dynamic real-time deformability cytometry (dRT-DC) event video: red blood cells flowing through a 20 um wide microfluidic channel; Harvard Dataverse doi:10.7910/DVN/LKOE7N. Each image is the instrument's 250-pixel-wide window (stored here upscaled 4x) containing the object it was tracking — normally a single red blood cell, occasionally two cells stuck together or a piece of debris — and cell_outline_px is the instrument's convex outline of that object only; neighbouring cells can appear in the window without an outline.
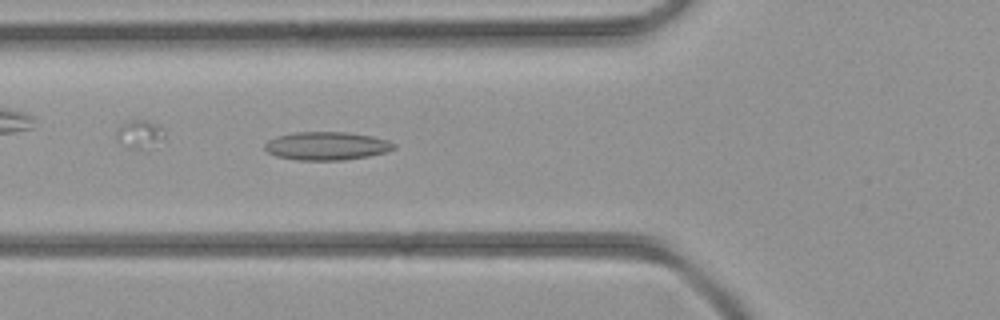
{"species": "common noctule bat (a hibernating species)", "species_latin": "Nyctalus noctula", "temperature_condition": "room temperature", "stored_images_in_passage": 24, "camera_frame_rate_fps": 3000, "um_per_image_px": 0.085, "animal": {"sex": "female", "body_mass_g": 21.9}, "frame": {"image": 1, "passage_image": 4, "time_ms": 1.0, "image_size_px": [1000, 320], "cell_outline_px": [[396, 148], [384, 152], [368, 156], [344, 160], [300, 160], [276, 156], [268, 152], [264, 148], [264, 144], [268, 140], [276, 136], [296, 132], [344, 132], [372, 136], [388, 140], [396, 144]], "centroid_in_image_um": [27.76, 12.4], "position_along_channel_um": 98.0, "area_um2": 21.21}}
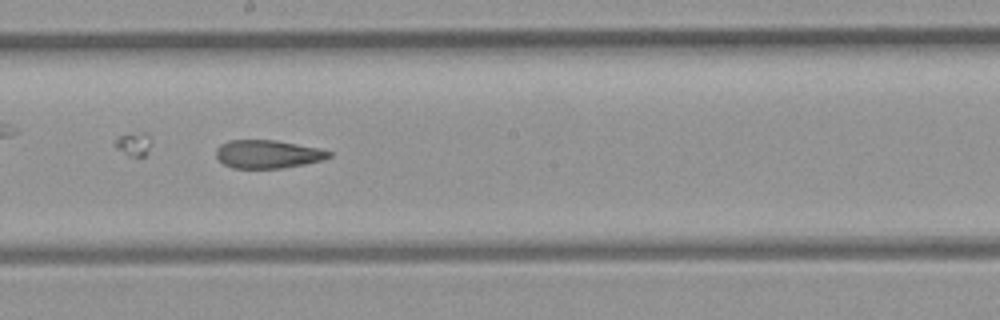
{"frame": {"image": 2, "passage_image": 12, "time_ms": 3.667, "image_size_px": [1000, 320], "cell_outline_px": [[332, 156], [324, 160], [304, 164], [280, 168], [232, 168], [224, 164], [216, 156], [216, 148], [220, 144], [228, 140], [276, 140], [320, 148], [332, 152]], "centroid_in_image_um": [22.77, 13.09], "position_along_channel_um": 225.4, "area_um2": 18.67}}
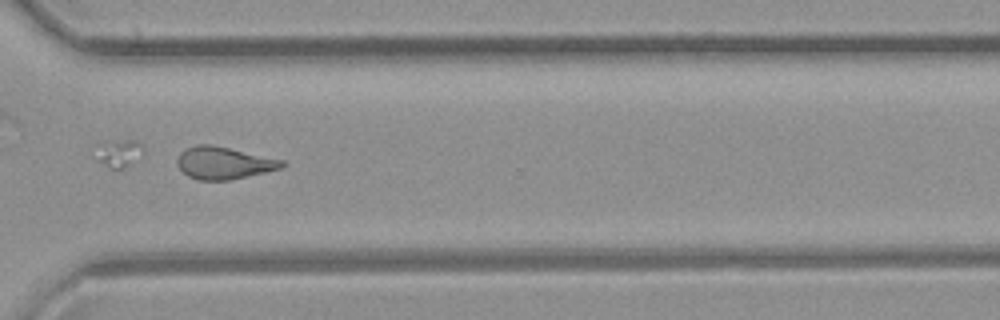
{"frame": {"image": 3, "passage_image": 20, "time_ms": 6.333, "image_size_px": [1000, 320], "cell_outline_px": [[288, 164], [280, 168], [264, 172], [228, 180], [200, 180], [188, 176], [176, 164], [176, 160], [180, 152], [184, 148], [196, 144], [212, 144], [284, 160]], "centroid_in_image_um": [19.0, 13.83], "position_along_channel_um": 351.6, "area_um2": 19.71}}